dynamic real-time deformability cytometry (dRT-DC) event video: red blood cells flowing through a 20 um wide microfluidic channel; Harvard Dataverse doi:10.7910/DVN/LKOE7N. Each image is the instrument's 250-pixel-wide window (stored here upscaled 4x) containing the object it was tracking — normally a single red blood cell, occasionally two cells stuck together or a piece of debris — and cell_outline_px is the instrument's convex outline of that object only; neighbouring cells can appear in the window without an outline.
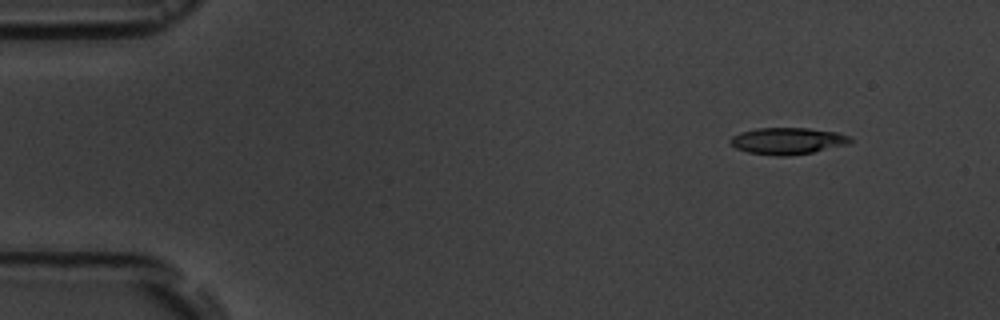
{"species": "common noctule bat (a hibernating species)", "species_latin": "Nyctalus noctula", "temperature_condition": "room temperature", "stored_images_in_passage": 4, "camera_frame_rate_fps": 3000, "um_per_image_px": 0.085, "animal": {"sex": "male", "body_mass_g": 19.5, "forearm_length_mm": 54.6}, "frame": {"image": 1, "passage_image": 1, "time_ms": 0.0, "image_size_px": [1000, 320], "cell_outline_px": [[852, 140], [848, 144], [812, 152], [788, 156], [776, 156], [748, 152], [736, 148], [728, 140], [732, 136], [740, 132], [756, 128], [808, 128], [836, 132], [852, 136]], "centroid_in_image_um": [66.94, 11.97], "position_along_channel_um": 18.1, "area_um2": 18.67}}